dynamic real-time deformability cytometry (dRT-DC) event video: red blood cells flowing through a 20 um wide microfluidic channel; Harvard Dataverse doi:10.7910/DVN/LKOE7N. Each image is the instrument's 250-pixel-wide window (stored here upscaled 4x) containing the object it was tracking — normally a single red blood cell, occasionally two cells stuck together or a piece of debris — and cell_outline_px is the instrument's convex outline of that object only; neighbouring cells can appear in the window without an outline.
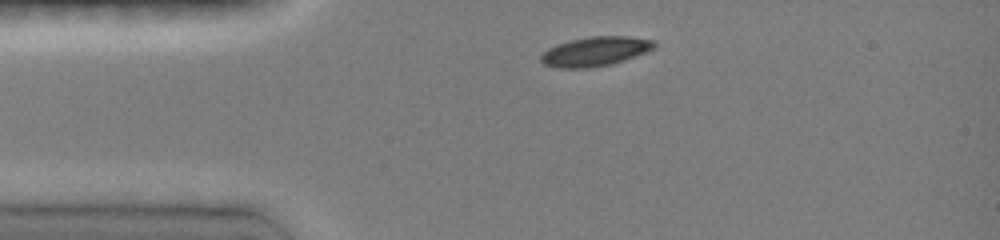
{"species": "common noctule bat (a hibernating species)", "species_latin": "Nyctalus noctula", "temperature_condition": "room temperature", "stored_images_in_passage": 6, "camera_frame_rate_fps": 3000, "um_per_image_px": 0.085, "animal": {"sex": "female", "body_mass_g": 19.0, "forearm_length_mm": 51.5}, "frame": {"image": 1, "passage_image": 1, "time_ms": 0.0, "image_size_px": [1000, 240], "cell_outline_px": [[656, 48], [624, 60], [612, 64], [588, 68], [556, 68], [544, 64], [540, 60], [540, 56], [548, 48], [556, 44], [568, 40], [592, 36], [628, 36], [652, 40], [656, 44]], "centroid_in_image_um": [50.57, 4.37], "position_along_channel_um": 34.4, "area_um2": 19.48}}
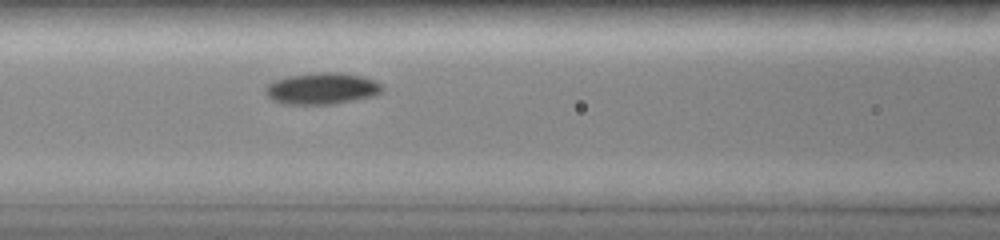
{"frame": {"image": 2, "passage_image": 6, "time_ms": 3.333, "image_size_px": [1000, 240], "cell_outline_px": [[384, 88], [376, 96], [336, 104], [284, 104], [272, 100], [264, 92], [264, 88], [268, 84], [276, 80], [288, 76], [324, 72], [340, 72], [360, 76], [376, 80]], "centroid_in_image_um": [27.38, 7.54], "position_along_channel_um": 139.2, "area_um2": 21.56}}